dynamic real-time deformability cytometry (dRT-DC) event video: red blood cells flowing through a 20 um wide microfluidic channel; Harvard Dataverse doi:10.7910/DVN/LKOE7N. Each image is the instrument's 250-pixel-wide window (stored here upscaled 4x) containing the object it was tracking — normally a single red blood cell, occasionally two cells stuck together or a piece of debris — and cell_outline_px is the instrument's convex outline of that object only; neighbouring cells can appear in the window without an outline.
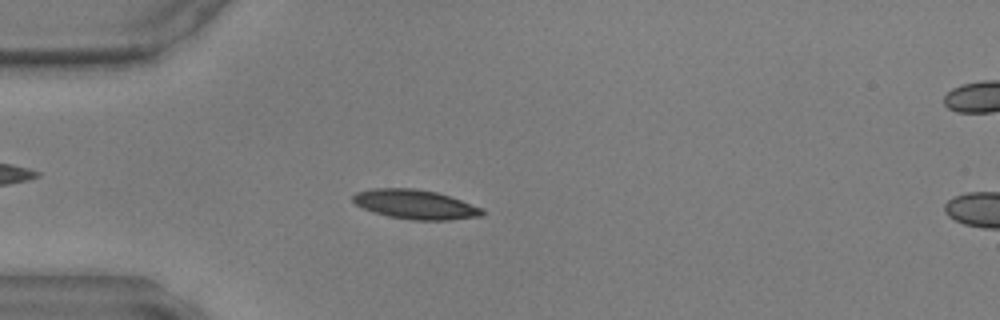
{"species": "common noctule bat (a hibernating species)", "species_latin": "Nyctalus noctula", "temperature_condition": "warm", "stored_images_in_passage": 48, "camera_frame_rate_fps": 3000, "um_per_image_px": 0.085, "animal": {"sex": "male", "body_mass_g": 17.9, "forearm_length_mm": 54.2}, "frame": {"image": 1, "passage_image": 13, "time_ms": 4.0, "image_size_px": [1000, 320], "cell_outline_px": [[484, 212], [480, 216], [452, 220], [412, 220], [388, 216], [372, 212], [356, 204], [352, 200], [352, 196], [356, 192], [372, 188], [416, 188], [436, 192], [484, 208]], "centroid_in_image_um": [35.28, 17.37], "position_along_channel_um": 49.7, "area_um2": 22.14}}
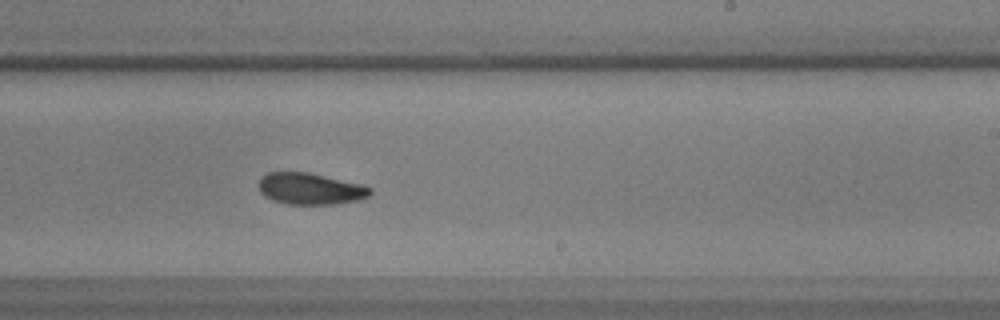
{"frame": {"image": 2, "passage_image": 29, "time_ms": 9.333, "image_size_px": [1000, 320], "cell_outline_px": [[372, 192], [368, 196], [356, 200], [336, 204], [288, 204], [272, 200], [264, 196], [260, 192], [260, 176], [268, 172], [308, 172], [364, 184], [372, 188]], "centroid_in_image_um": [26.38, 16.03], "position_along_channel_um": 262.6, "area_um2": 20.58}}
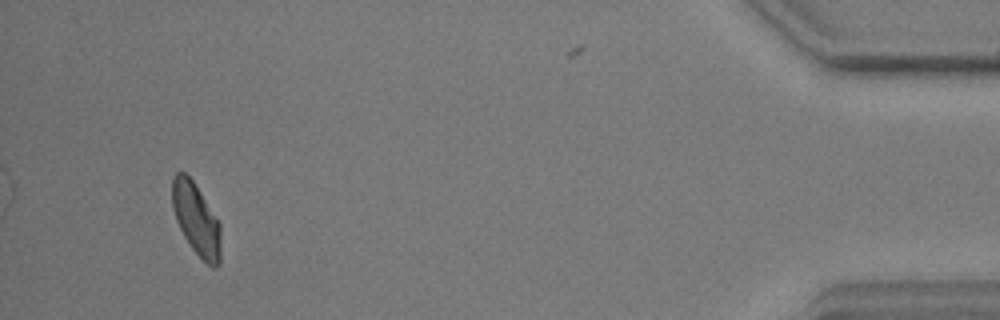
{"frame": {"image": 3, "passage_image": 45, "time_ms": 14.667, "image_size_px": [1000, 320], "cell_outline_px": [[220, 264], [216, 268], [212, 268], [192, 248], [184, 236], [176, 220], [172, 208], [172, 180], [176, 172], [184, 172], [192, 180], [200, 192], [220, 224]], "centroid_in_image_um": [16.67, 18.65], "position_along_channel_um": 418.5, "area_um2": 20.06}}